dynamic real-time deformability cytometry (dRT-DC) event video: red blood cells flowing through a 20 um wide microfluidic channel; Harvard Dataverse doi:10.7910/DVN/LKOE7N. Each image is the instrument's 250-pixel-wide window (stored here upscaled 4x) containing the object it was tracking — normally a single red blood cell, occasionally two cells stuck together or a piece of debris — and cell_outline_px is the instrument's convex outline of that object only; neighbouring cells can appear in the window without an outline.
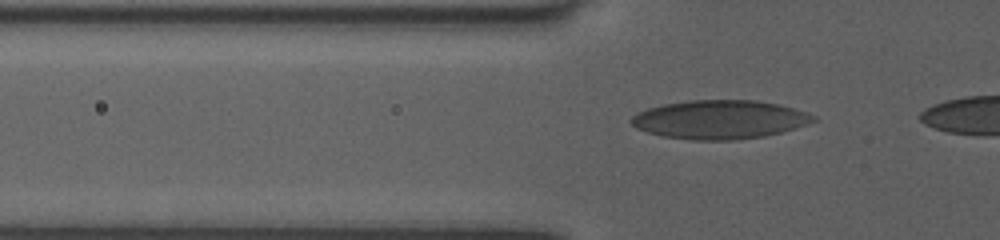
{"species": "human", "species_latin": "Homo sapiens", "temperature_condition": "room temperature", "stored_images_in_passage": 31, "camera_frame_rate_fps": 3000, "um_per_image_px": 0.085, "donor": {"sex": "female"}, "frame": {"image": 1, "passage_image": 4, "time_ms": 1.0, "image_size_px": [1000, 240], "cell_outline_px": [[816, 120], [780, 132], [764, 136], [736, 140], [692, 140], [664, 136], [648, 132], [636, 128], [628, 120], [632, 116], [648, 108], [664, 104], [688, 100], [756, 100], [780, 104], [808, 112], [816, 116]], "centroid_in_image_um": [61.16, 10.15], "position_along_channel_um": 64.6, "area_um2": 40.98}}
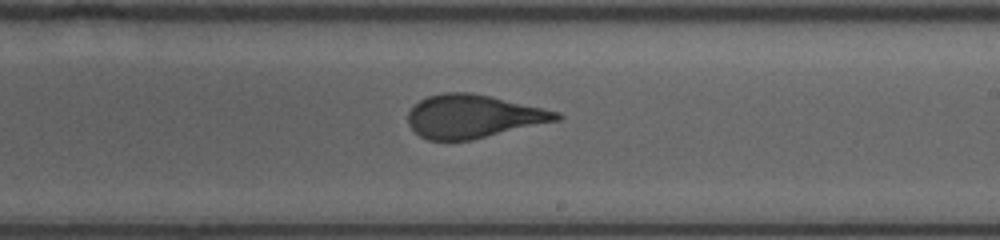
{"frame": {"image": 2, "passage_image": 18, "time_ms": 5.667, "image_size_px": [1000, 240], "cell_outline_px": [[564, 116], [560, 120], [472, 140], [428, 140], [420, 136], [408, 124], [408, 112], [420, 100], [428, 96], [444, 92], [472, 92], [560, 112]], "centroid_in_image_um": [40.24, 9.89], "position_along_channel_um": 248.8, "area_um2": 37.34}}
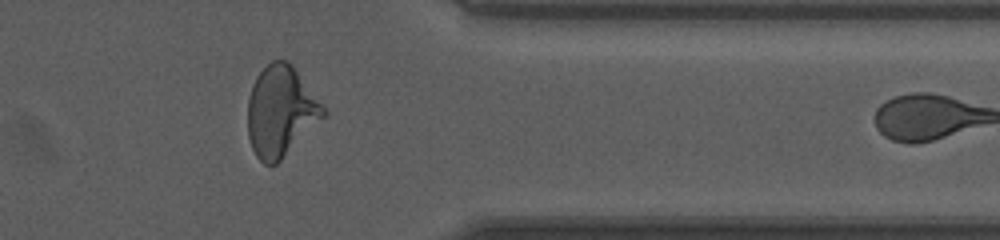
{"frame": {"image": 3, "passage_image": 29, "time_ms": 9.333, "image_size_px": [1000, 240], "cell_outline_px": [[328, 112], [276, 164], [264, 164], [256, 156], [252, 148], [248, 136], [248, 96], [252, 84], [256, 76], [272, 60], [288, 60], [292, 64]], "centroid_in_image_um": [23.84, 9.44], "position_along_channel_um": 387.6, "area_um2": 39.42}}